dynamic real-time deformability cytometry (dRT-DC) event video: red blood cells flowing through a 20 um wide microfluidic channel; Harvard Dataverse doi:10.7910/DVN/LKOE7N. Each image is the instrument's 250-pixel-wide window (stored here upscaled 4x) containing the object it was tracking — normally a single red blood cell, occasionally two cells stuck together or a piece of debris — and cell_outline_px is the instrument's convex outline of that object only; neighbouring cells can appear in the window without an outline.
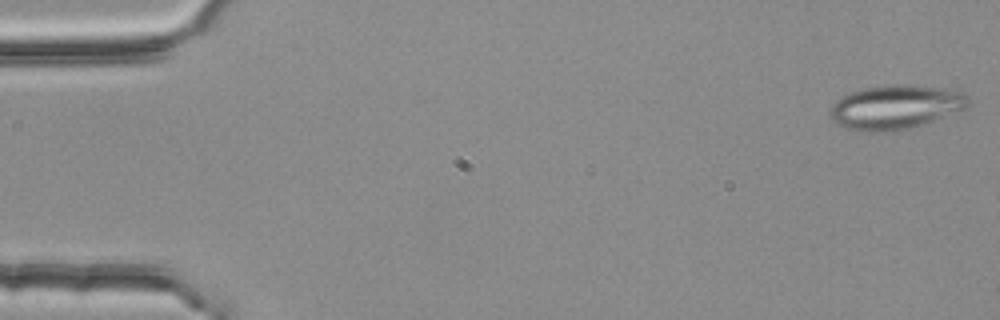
{"species": "common noctule bat (a hibernating species)", "species_latin": "Nyctalus noctula", "temperature_condition": "room temperature", "stored_images_in_passage": 4, "camera_frame_rate_fps": 3000, "um_per_image_px": 0.085, "animal": {"sex": "female", "body_mass_g": 25.1}, "frame": {"image": 1, "passage_image": 1, "time_ms": 0.0, "image_size_px": [1000, 320], "cell_outline_px": [[968, 104], [964, 108], [932, 120], [908, 128], [884, 132], [872, 132], [848, 128], [832, 120], [828, 112], [836, 100], [848, 92], [864, 88], [884, 84], [912, 84], [948, 88], [960, 92], [968, 96]], "centroid_in_image_um": [76.07, 9.06], "position_along_channel_um": 8.9, "area_um2": 35.26}}